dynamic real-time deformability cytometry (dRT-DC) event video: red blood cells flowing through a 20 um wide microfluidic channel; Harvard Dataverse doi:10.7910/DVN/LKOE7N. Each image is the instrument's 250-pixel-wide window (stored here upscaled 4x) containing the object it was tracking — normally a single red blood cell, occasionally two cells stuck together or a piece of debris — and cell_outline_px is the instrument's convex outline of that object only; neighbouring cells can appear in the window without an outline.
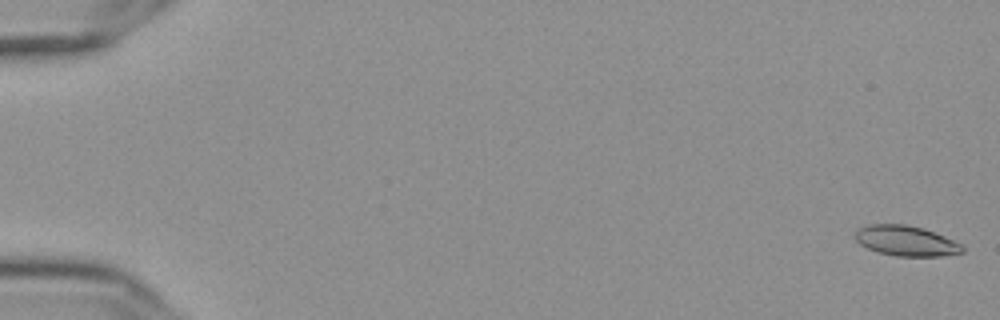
{"species": "Egyptian fruit bat (a non-hibernating species)", "species_latin": "Rousettus aegyptiacus", "temperature_condition": "cold", "stored_images_in_passage": 57, "camera_frame_rate_fps": 3000, "um_per_image_px": 0.085, "frame": {"image": 1, "passage_image": 1, "time_ms": 0.0, "image_size_px": [1000, 320], "cell_outline_px": [[964, 252], [940, 256], [896, 256], [876, 252], [860, 244], [852, 236], [856, 228], [868, 224], [904, 224], [924, 228], [964, 244]], "centroid_in_image_um": [76.98, 20.46], "position_along_channel_um": 8.0, "area_um2": 19.25}}
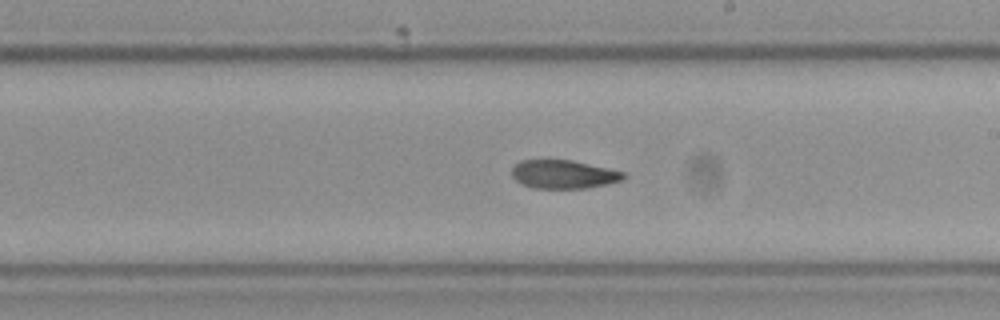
{"frame": {"image": 2, "passage_image": 34, "time_ms": 11.0, "image_size_px": [1000, 320], "cell_outline_px": [[624, 176], [620, 180], [588, 188], [532, 188], [516, 180], [512, 176], [512, 168], [520, 160], [572, 160], [624, 172]], "centroid_in_image_um": [47.85, 14.81], "position_along_channel_um": 241.1, "area_um2": 18.21}}
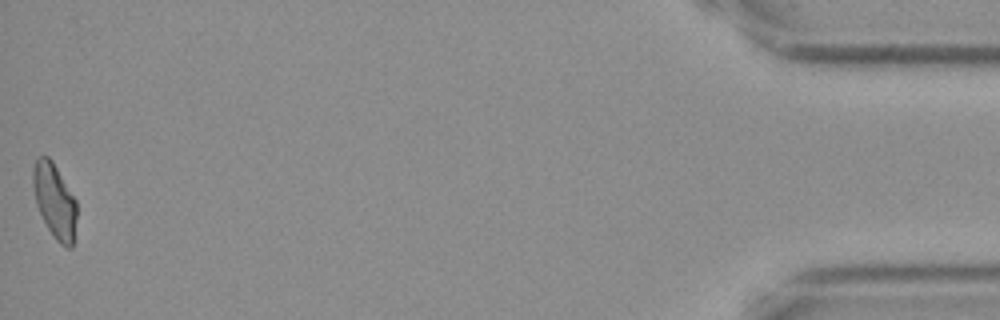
{"frame": {"image": 3, "passage_image": 57, "time_ms": 18.667, "image_size_px": [1000, 320], "cell_outline_px": [[76, 216], [72, 248], [68, 248], [60, 244], [56, 240], [48, 228], [36, 204], [32, 184], [32, 172], [36, 160], [40, 156], [48, 156], [52, 160], [76, 200]], "centroid_in_image_um": [4.63, 17.06], "position_along_channel_um": 430.6, "area_um2": 18.79}, "authors_computed_cell_mechanics": {"area_um2": 19.1318, "velocity_mm_per_s": 3.6238, "shape_relaxation_time_tau1_ms": 4.3069, "shape_relaxation_time_tau2_ms": 6.9928, "deformation_change_tau1": 0.1513, "deformation_change_tau2": 0.1307}}